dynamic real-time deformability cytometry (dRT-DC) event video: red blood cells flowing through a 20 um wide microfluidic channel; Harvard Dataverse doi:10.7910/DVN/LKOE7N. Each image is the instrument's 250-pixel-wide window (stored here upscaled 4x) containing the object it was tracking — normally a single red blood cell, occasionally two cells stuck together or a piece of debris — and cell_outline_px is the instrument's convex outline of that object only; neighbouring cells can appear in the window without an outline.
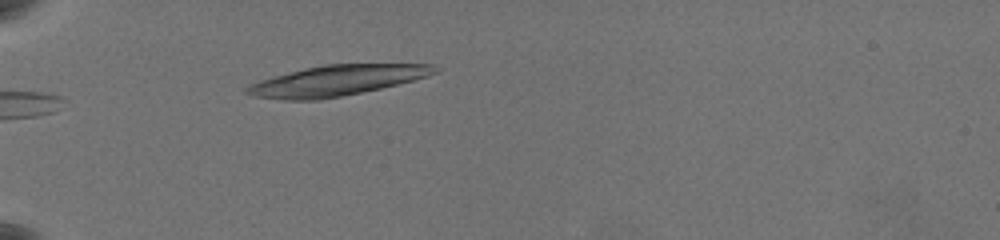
{"species": "common noctule bat (a hibernating species)", "species_latin": "Nyctalus noctula", "temperature_condition": "warm", "stored_images_in_passage": 24, "camera_frame_rate_fps": 3000, "um_per_image_px": 0.085, "animal": {"sex": "female", "body_mass_g": 19.5, "forearm_length_mm": 54.1}, "frame": {"image": 1, "passage_image": 1, "time_ms": 0.0, "image_size_px": [1000, 240], "cell_outline_px": [[440, 72], [428, 76], [380, 88], [320, 100], [284, 100], [256, 96], [244, 92], [244, 88], [260, 80], [324, 64], [432, 64], [440, 68]], "centroid_in_image_um": [28.67, 6.84], "position_along_channel_um": 56.3, "area_um2": 32.83}}